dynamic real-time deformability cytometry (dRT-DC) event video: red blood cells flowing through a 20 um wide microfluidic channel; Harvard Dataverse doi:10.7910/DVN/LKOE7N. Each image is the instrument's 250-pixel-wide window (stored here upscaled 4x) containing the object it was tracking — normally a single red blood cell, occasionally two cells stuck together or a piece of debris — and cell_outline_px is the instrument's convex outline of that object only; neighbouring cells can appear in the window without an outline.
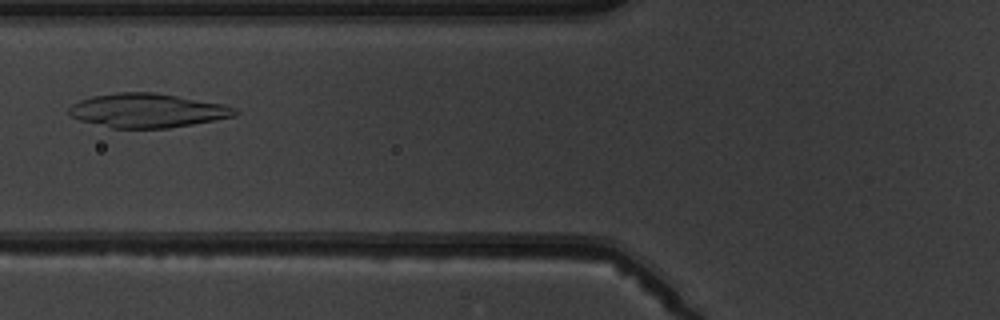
{"species": "common noctule bat (a hibernating species)", "species_latin": "Nyctalus noctula", "temperature_condition": "warm", "stored_images_in_passage": 5, "camera_frame_rate_fps": 3000, "um_per_image_px": 0.085, "animal": {"sex": "male", "body_mass_g": 19.5, "forearm_length_mm": 54.6}, "frame": {"image": 1, "passage_image": 3, "time_ms": 2.667, "image_size_px": [1000, 320], "cell_outline_px": [[240, 112], [236, 116], [192, 124], [168, 128], [112, 128], [80, 120], [72, 116], [68, 112], [68, 108], [72, 104], [80, 100], [92, 96], [116, 92], [152, 92], [224, 104], [236, 108]], "centroid_in_image_um": [12.53, 9.39], "position_along_channel_um": 113.3, "area_um2": 32.83}}